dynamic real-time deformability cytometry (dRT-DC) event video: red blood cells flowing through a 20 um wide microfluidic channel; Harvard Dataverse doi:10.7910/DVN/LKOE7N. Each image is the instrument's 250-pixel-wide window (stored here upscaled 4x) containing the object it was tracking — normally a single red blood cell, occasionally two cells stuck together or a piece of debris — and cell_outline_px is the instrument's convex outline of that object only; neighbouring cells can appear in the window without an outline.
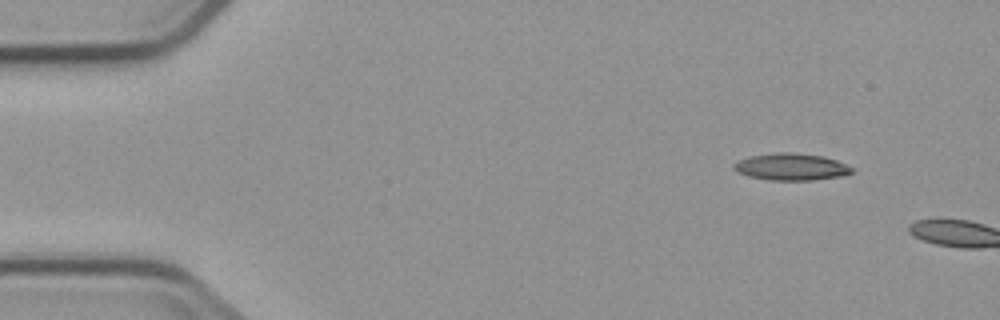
{"species": "common noctule bat (a hibernating species)", "species_latin": "Nyctalus noctula", "temperature_condition": "cold", "stored_images_in_passage": 2, "camera_frame_rate_fps": 3000, "um_per_image_px": 0.085, "animal": {"sex": "male", "body_mass_g": 23.1, "forearm_length_mm": 52.7}, "frame": {"image": 1, "passage_image": 1, "time_ms": 0.0, "image_size_px": [1000, 320], "cell_outline_px": [[856, 172], [840, 176], [812, 180], [768, 180], [748, 176], [732, 168], [732, 164], [736, 160], [748, 156], [776, 152], [792, 152], [824, 156], [836, 160], [856, 168]], "centroid_in_image_um": [67.26, 14.17], "position_along_channel_um": 17.7, "area_um2": 18.84}}